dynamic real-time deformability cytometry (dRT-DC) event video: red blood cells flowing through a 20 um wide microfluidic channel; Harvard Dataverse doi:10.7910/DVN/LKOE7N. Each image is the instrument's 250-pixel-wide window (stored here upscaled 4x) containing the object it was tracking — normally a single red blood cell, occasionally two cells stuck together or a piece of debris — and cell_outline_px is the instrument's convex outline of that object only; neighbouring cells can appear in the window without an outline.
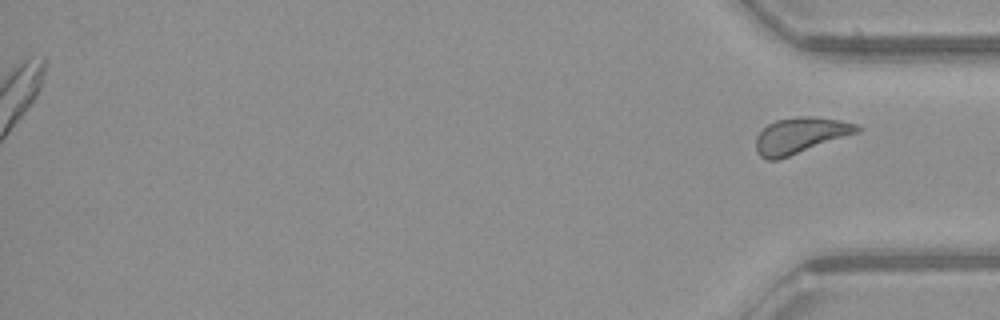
{"species": "common noctule bat (a hibernating species)", "species_latin": "Nyctalus noctula", "temperature_condition": "warm", "stored_images_in_passage": 46, "segment_of_instrument_passage": [2, 2], "camera_frame_rate_fps": 3000, "um_per_image_px": 0.085, "animal": {"sex": "female", "body_mass_g": 21.9}, "frame": {"image": 1, "passage_image": 46, "time_ms": 15.0, "image_size_px": [1000, 320], "cell_outline_px": [[864, 128], [860, 132], [780, 160], [768, 160], [760, 156], [756, 152], [756, 136], [768, 124], [776, 120], [796, 116], [808, 116], [840, 120], [860, 124]], "centroid_in_image_um": [68.07, 11.52], "position_along_channel_um": 367.1, "area_um2": 21.62}}